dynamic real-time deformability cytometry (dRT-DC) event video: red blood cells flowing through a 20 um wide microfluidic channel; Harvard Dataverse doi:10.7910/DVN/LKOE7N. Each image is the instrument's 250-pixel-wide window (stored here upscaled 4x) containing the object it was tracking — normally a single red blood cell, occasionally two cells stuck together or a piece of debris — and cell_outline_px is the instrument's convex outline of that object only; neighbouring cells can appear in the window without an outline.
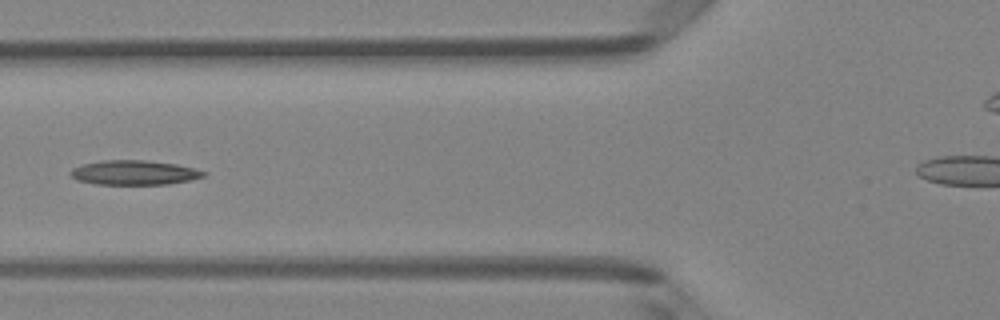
{"species": "Egyptian fruit bat (a non-hibernating species)", "species_latin": "Rousettus aegyptiacus", "temperature_condition": "room temperature", "stored_images_in_passage": 7, "segment_of_instrument_passage": [1, 2], "camera_frame_rate_fps": 3000, "um_per_image_px": 0.085, "animal": {"sex": "female"}, "frame": {"image": 1, "passage_image": 6, "time_ms": 1.667, "image_size_px": [1000, 320], "cell_outline_px": [[208, 172], [204, 176], [188, 180], [168, 184], [96, 184], [76, 180], [68, 172], [72, 168], [84, 164], [100, 160], [144, 160], [176, 164]], "centroid_in_image_um": [11.36, 14.67], "position_along_channel_um": 114.4, "area_um2": 18.9}}